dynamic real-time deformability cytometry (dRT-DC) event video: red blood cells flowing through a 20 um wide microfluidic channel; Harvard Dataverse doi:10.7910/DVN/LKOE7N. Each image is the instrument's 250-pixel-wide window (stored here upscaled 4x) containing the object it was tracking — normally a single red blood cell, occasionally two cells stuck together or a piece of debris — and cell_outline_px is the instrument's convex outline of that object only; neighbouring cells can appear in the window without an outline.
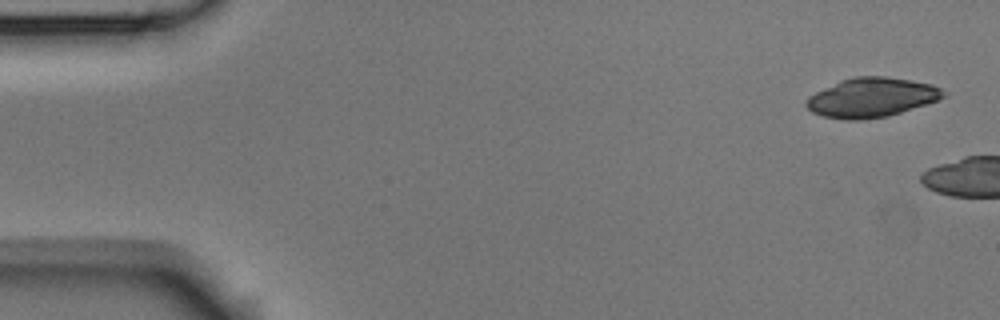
{"species": "Egyptian fruit bat (a non-hibernating species)", "species_latin": "Rousettus aegyptiacus", "temperature_condition": "room temperature", "stored_images_in_passage": 2, "camera_frame_rate_fps": 3000, "um_per_image_px": 0.085, "animal": {"sex": "male"}, "frame": {"image": 1, "passage_image": 1, "time_ms": 0.0, "image_size_px": [1000, 320], "cell_outline_px": [[948, 96], [888, 116], [860, 120], [848, 120], [824, 116], [812, 112], [804, 104], [804, 100], [808, 96], [840, 80], [856, 76], [888, 76], [912, 80], [932, 84], [948, 92]], "centroid_in_image_um": [74.08, 8.27], "position_along_channel_um": 10.9, "area_um2": 31.5}}